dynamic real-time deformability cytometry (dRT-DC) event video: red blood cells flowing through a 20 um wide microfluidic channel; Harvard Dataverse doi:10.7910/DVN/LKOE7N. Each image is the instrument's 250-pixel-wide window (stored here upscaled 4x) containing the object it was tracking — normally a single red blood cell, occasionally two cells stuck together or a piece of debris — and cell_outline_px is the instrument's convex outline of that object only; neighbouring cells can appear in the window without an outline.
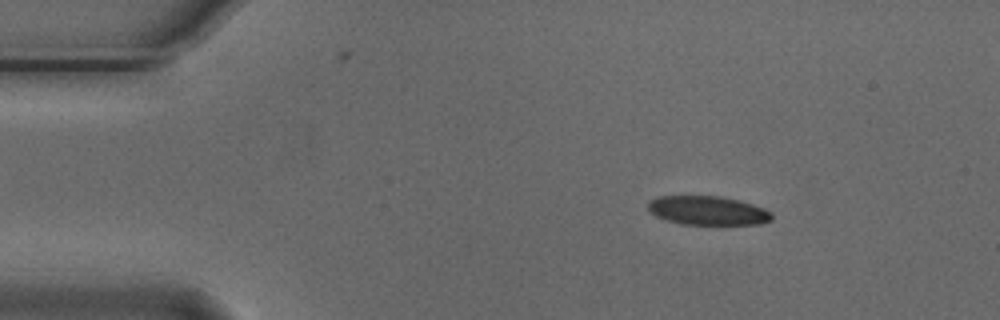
{"species": "Egyptian fruit bat (a non-hibernating species)", "species_latin": "Rousettus aegyptiacus", "temperature_condition": "cold", "stored_images_in_passage": 4, "segment_of_instrument_passage": [1, 2], "camera_frame_rate_fps": 3000, "um_per_image_px": 0.085, "animal": {"sex": "male"}, "frame": {"image": 1, "passage_image": 2, "time_ms": 0.333, "image_size_px": [1000, 320], "cell_outline_px": [[772, 220], [760, 224], [680, 224], [656, 216], [648, 208], [648, 204], [652, 200], [660, 196], [720, 196], [740, 200], [764, 208], [772, 212]], "centroid_in_image_um": [60.2, 17.89], "position_along_channel_um": 24.8, "area_um2": 20.75}}